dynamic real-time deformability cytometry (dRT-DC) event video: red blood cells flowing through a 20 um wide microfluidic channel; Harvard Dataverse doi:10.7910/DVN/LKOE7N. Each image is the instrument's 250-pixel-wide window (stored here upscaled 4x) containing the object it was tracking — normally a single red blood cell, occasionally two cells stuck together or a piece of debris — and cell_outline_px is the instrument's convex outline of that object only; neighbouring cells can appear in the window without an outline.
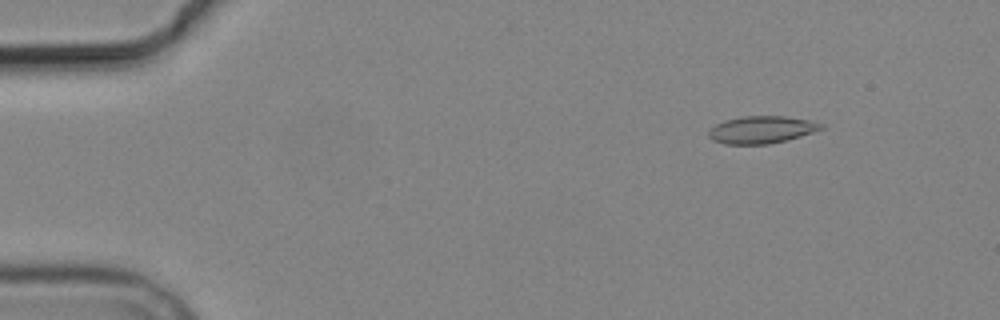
{"species": "common noctule bat (a hibernating species)", "species_latin": "Nyctalus noctula", "temperature_condition": "cold", "stored_images_in_passage": 4, "camera_frame_rate_fps": 3000, "um_per_image_px": 0.085, "animal": {"sex": "male", "body_mass_g": 19.2, "forearm_length_mm": 51.8}, "frame": {"image": 1, "passage_image": 2, "time_ms": 1.333, "image_size_px": [1000, 320], "cell_outline_px": [[824, 128], [788, 140], [768, 144], [724, 144], [712, 140], [708, 136], [708, 132], [716, 124], [724, 120], [744, 116], [784, 116], [808, 120], [824, 124]], "centroid_in_image_um": [64.72, 11.03], "position_along_channel_um": 20.3, "area_um2": 17.86}}